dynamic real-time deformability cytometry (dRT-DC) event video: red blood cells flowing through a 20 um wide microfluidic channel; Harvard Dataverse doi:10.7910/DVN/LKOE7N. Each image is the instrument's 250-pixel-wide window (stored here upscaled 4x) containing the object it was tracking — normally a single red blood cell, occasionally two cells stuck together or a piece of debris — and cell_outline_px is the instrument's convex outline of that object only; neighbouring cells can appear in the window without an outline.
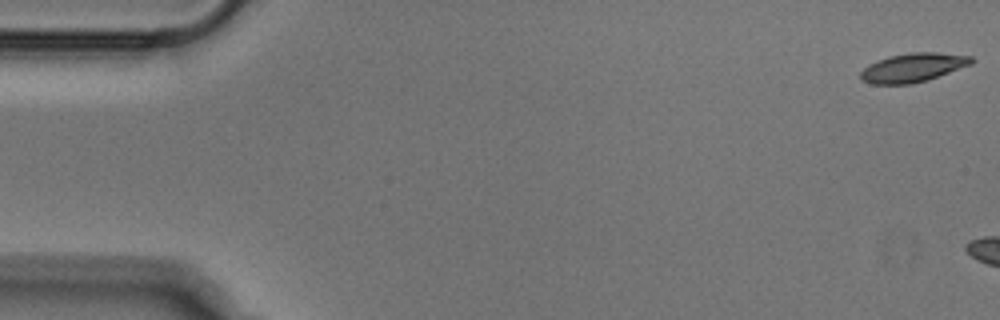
{"species": "Egyptian fruit bat (a non-hibernating species)", "species_latin": "Rousettus aegyptiacus", "temperature_condition": "cold", "stored_images_in_passage": 6, "camera_frame_rate_fps": 3000, "um_per_image_px": 0.085, "animal": {"sex": "male"}, "frame": {"image": 1, "passage_image": 1, "time_ms": 0.0, "image_size_px": [1000, 320], "cell_outline_px": [[976, 60], [972, 64], [928, 80], [912, 84], [872, 84], [860, 80], [860, 72], [868, 64], [888, 56], [912, 52], [936, 52], [972, 56]], "centroid_in_image_um": [77.61, 5.74], "position_along_channel_um": 7.4, "area_um2": 18.84}}